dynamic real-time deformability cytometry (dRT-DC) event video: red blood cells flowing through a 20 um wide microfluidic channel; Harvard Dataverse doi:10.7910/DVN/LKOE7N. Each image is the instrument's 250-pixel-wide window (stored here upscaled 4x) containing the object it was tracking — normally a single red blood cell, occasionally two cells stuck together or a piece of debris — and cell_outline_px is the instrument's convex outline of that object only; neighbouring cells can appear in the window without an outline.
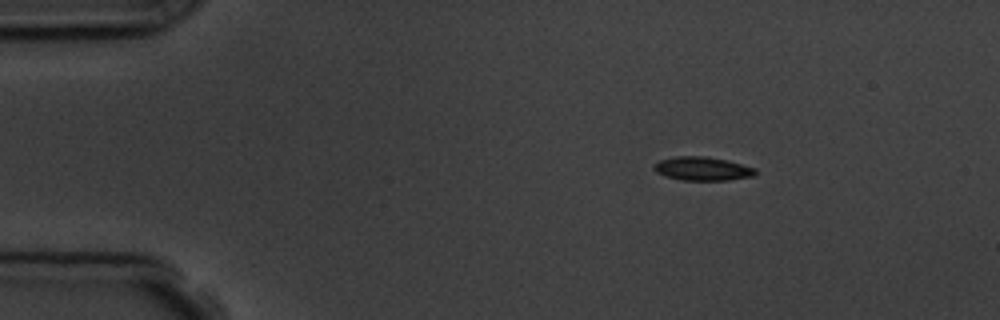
{"species": "common noctule bat (a hibernating species)", "species_latin": "Nyctalus noctula", "temperature_condition": "room temperature", "stored_images_in_passage": 4, "camera_frame_rate_fps": 3000, "um_per_image_px": 0.085, "animal": {"sex": "male", "body_mass_g": 19.5, "forearm_length_mm": 54.6}, "frame": {"image": 1, "passage_image": 2, "time_ms": 1.0, "image_size_px": [1000, 320], "cell_outline_px": [[756, 172], [752, 176], [728, 180], [680, 180], [664, 176], [656, 172], [652, 168], [652, 164], [660, 160], [676, 156], [708, 156], [728, 160], [756, 168]], "centroid_in_image_um": [59.66, 14.33], "position_along_channel_um": 25.3, "area_um2": 14.16}}